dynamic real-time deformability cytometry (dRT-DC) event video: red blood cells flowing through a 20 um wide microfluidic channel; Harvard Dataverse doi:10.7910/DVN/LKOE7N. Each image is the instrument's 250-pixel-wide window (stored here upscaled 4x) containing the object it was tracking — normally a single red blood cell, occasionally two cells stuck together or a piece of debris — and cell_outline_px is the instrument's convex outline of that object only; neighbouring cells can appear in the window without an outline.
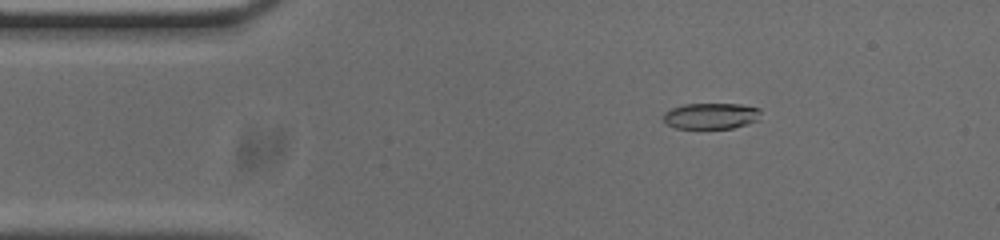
{"species": "common noctule bat (a hibernating species)", "species_latin": "Nyctalus noctula", "temperature_condition": "cold", "stored_images_in_passage": 49, "camera_frame_rate_fps": 3000, "um_per_image_px": 0.085, "animal": {"sex": "male", "body_mass_g": 20.0, "forearm_length_mm": 53.3}, "frame": {"image": 1, "passage_image": 5, "time_ms": 1.333, "image_size_px": [1000, 240], "cell_outline_px": [[760, 120], [748, 124], [732, 128], [676, 128], [668, 124], [664, 120], [664, 112], [672, 108], [684, 104], [740, 104], [760, 108]], "centroid_in_image_um": [60.48, 9.85], "position_along_channel_um": 24.5, "area_um2": 14.8}}
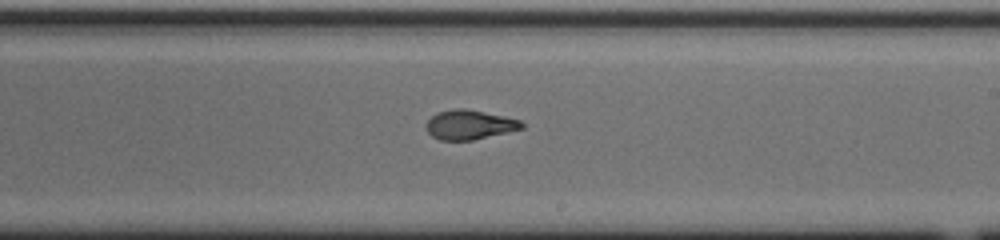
{"frame": {"image": 2, "passage_image": 27, "time_ms": 8.667, "image_size_px": [1000, 240], "cell_outline_px": [[524, 128], [472, 140], [440, 140], [432, 136], [428, 132], [428, 120], [436, 112], [456, 108], [464, 108], [504, 116], [520, 120], [524, 124]], "centroid_in_image_um": [39.91, 10.59], "position_along_channel_um": 249.1, "area_um2": 16.18}}
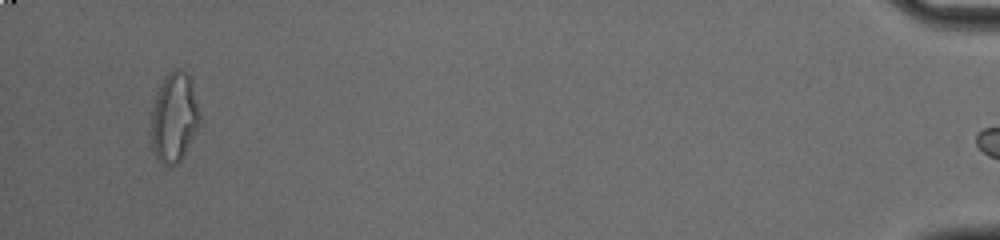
{"frame": {"image": 3, "passage_image": 48, "time_ms": 15.667, "image_size_px": [1000, 240], "cell_outline_px": [[200, 124], [196, 132], [180, 160], [176, 164], [168, 168], [156, 156], [148, 132], [152, 108], [160, 84], [164, 76], [172, 68], [180, 68], [188, 76], [200, 116]], "centroid_in_image_um": [14.75, 10.0], "position_along_channel_um": 420.5, "area_um2": 25.32}, "authors_computed_cell_mechanics": {"area_um2": 16.473, "velocity_mm_per_s": 3.7574, "shape_relaxation_time_tau1_ms": 7.1828, "shape_relaxation_time_tau2_ms": 1.6632, "deformation_change_tau1": 0.2447, "deformation_change_tau2": 0.0805}}